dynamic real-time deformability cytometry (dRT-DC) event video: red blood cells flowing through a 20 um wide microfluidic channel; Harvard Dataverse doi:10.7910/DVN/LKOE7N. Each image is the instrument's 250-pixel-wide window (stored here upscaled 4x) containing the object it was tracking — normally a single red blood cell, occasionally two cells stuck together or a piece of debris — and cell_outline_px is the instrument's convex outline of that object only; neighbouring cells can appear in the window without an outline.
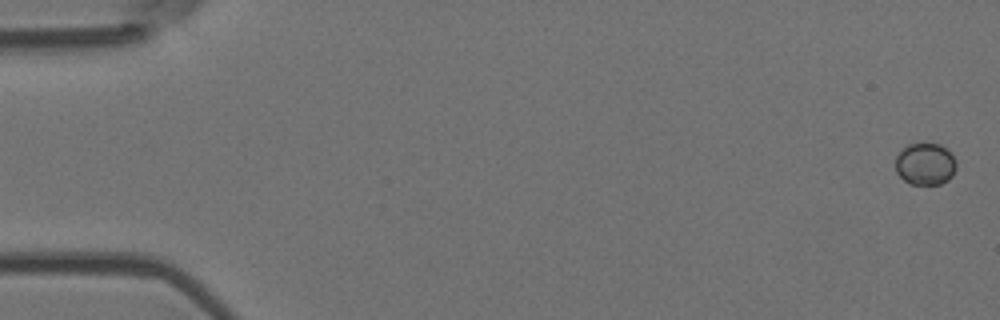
{"species": "Egyptian fruit bat (a non-hibernating species)", "species_latin": "Rousettus aegyptiacus", "temperature_condition": "room temperature", "stored_images_in_passage": 9, "camera_frame_rate_fps": 3000, "um_per_image_px": 0.085, "animal": {"sex": "female"}, "frame": {"image": 1, "passage_image": 1, "time_ms": 0.0, "image_size_px": [1000, 320], "cell_outline_px": [[956, 168], [952, 176], [948, 180], [940, 184], [912, 184], [904, 180], [896, 172], [896, 156], [908, 144], [924, 140], [940, 144], [956, 160]], "centroid_in_image_um": [78.64, 13.9], "position_along_channel_um": 6.4, "area_um2": 15.14}}
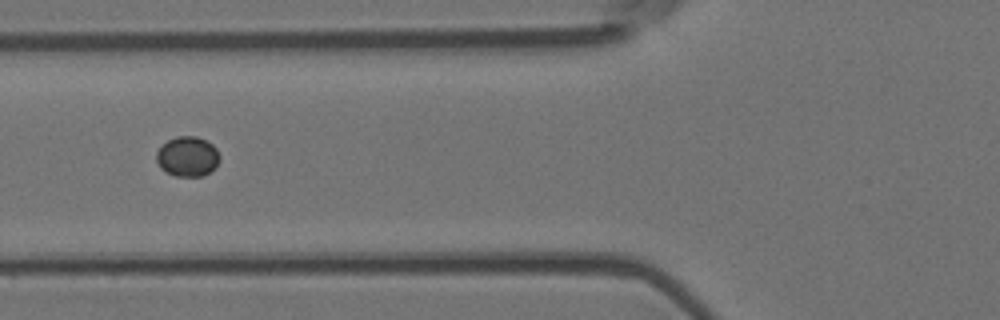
{"frame": {"image": 2, "passage_image": 6, "time_ms": 1.667, "image_size_px": [1000, 320], "cell_outline_px": [[220, 160], [216, 168], [204, 176], [176, 176], [160, 168], [156, 160], [156, 152], [168, 140], [176, 136], [196, 136], [212, 144], [216, 148], [220, 156]], "centroid_in_image_um": [15.97, 13.31], "position_along_channel_um": 109.8, "area_um2": 14.8}}
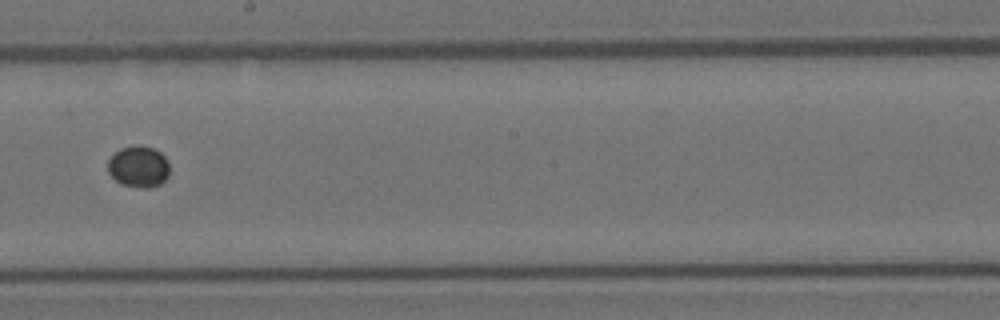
{"frame": {"image": 3, "passage_image": 9, "time_ms": 2.667, "image_size_px": [1000, 320], "cell_outline_px": [[168, 176], [160, 184], [148, 188], [144, 188], [120, 184], [108, 172], [108, 160], [120, 148], [152, 148], [160, 152], [168, 160]], "centroid_in_image_um": [11.78, 14.21], "position_along_channel_um": 236.4, "area_um2": 14.39}}